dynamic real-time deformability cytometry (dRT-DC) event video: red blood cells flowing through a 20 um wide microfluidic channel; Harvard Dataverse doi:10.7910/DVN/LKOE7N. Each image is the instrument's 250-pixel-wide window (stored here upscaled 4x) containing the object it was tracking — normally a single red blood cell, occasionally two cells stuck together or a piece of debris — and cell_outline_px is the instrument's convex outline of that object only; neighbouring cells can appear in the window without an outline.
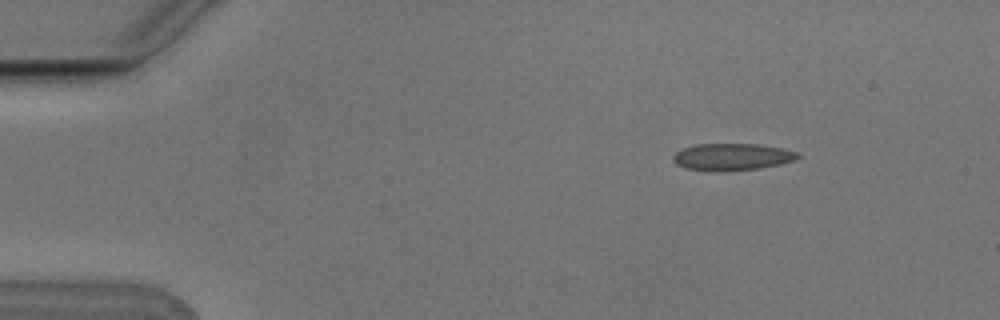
{"species": "Egyptian fruit bat (a non-hibernating species)", "species_latin": "Rousettus aegyptiacus", "temperature_condition": "cold", "stored_images_in_passage": 6, "camera_frame_rate_fps": 3000, "um_per_image_px": 0.085, "animal": {"sex": "male"}, "frame": {"image": 1, "passage_image": 2, "time_ms": 0.333, "image_size_px": [1000, 320], "cell_outline_px": [[800, 156], [796, 160], [780, 164], [760, 168], [720, 172], [712, 172], [684, 168], [676, 164], [672, 160], [672, 156], [676, 152], [684, 148], [696, 144], [760, 144], [784, 148], [800, 152]], "centroid_in_image_um": [62.24, 13.34], "position_along_channel_um": 22.8, "area_um2": 20.0}}
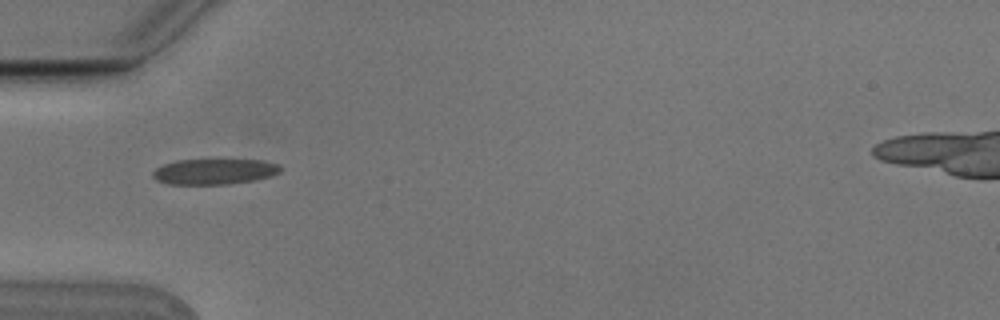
{"frame": {"image": 2, "passage_image": 4, "time_ms": 1.0, "image_size_px": [1000, 320], "cell_outline_px": [[280, 172], [268, 176], [252, 180], [228, 184], [168, 184], [156, 180], [152, 176], [152, 172], [156, 168], [164, 164], [176, 160], [264, 160], [280, 164]], "centroid_in_image_um": [18.19, 14.58], "position_along_channel_um": 66.8, "area_um2": 18.9}}
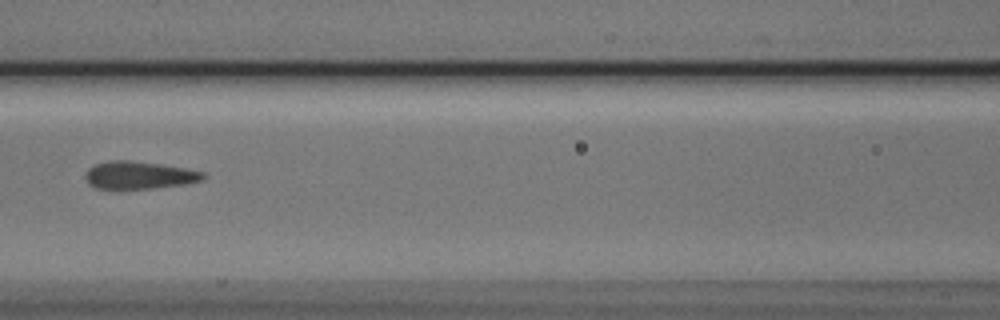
{"frame": {"image": 3, "passage_image": 6, "time_ms": 1.667, "image_size_px": [1000, 320], "cell_outline_px": [[208, 176], [200, 180], [184, 184], [148, 188], [96, 188], [88, 184], [84, 176], [88, 168], [96, 164], [112, 160], [128, 160], [160, 164], [184, 168], [204, 172]], "centroid_in_image_um": [11.8, 14.88], "position_along_channel_um": 154.8, "area_um2": 18.67}}